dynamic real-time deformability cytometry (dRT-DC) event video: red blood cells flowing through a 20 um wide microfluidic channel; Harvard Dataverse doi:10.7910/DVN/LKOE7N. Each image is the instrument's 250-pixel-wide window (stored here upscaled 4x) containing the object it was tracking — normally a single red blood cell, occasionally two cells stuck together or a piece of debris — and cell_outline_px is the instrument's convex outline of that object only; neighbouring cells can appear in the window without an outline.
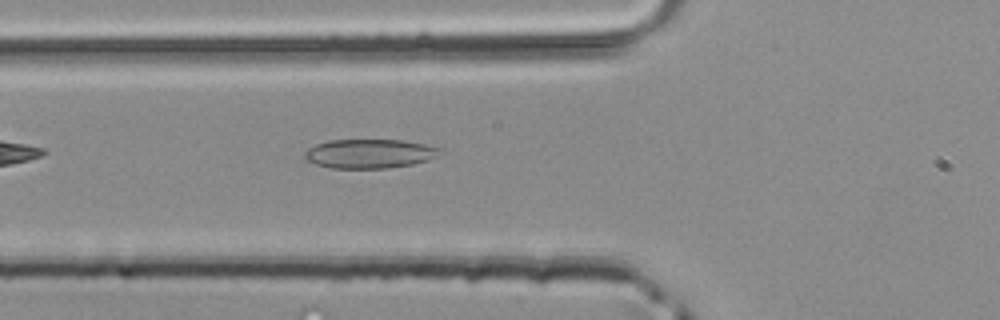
{"species": "common noctule bat (a hibernating species)", "species_latin": "Nyctalus noctula", "temperature_condition": "room temperature", "stored_images_in_passage": 4, "camera_frame_rate_fps": 3000, "um_per_image_px": 0.085, "animal": {"sex": "male", "body_mass_g": 20.4}, "frame": {"image": 1, "passage_image": 4, "time_ms": 1.0, "image_size_px": [1000, 320], "cell_outline_px": [[444, 152], [428, 160], [412, 164], [388, 168], [332, 168], [316, 164], [308, 160], [304, 156], [304, 152], [308, 148], [316, 144], [328, 140], [400, 140], [424, 144], [444, 148]], "centroid_in_image_um": [31.44, 13.05], "position_along_channel_um": 94.4, "area_um2": 23.0}}